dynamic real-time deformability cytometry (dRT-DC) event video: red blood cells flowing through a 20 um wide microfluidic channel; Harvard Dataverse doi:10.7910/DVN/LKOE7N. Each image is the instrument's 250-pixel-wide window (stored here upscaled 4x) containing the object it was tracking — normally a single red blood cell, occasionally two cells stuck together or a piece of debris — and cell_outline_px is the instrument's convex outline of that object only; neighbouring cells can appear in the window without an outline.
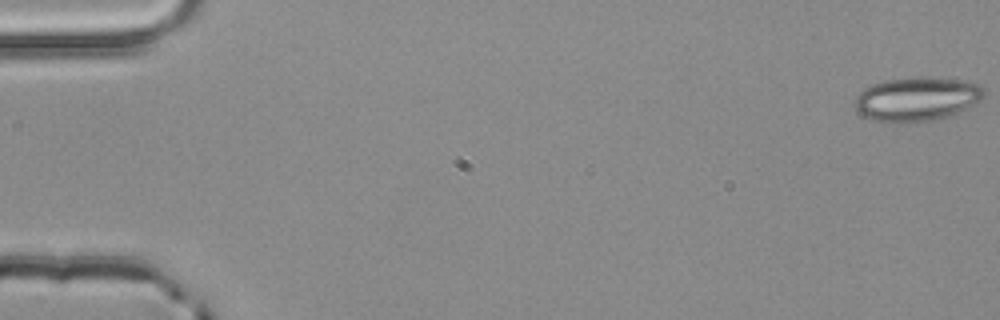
{"species": "common noctule bat (a hibernating species)", "species_latin": "Nyctalus noctula", "temperature_condition": "room temperature", "stored_images_in_passage": 4, "camera_frame_rate_fps": 3000, "um_per_image_px": 0.085, "animal": {"sex": "male", "body_mass_g": 20.4}, "frame": {"image": 1, "passage_image": 1, "time_ms": 0.0, "image_size_px": [1000, 320], "cell_outline_px": [[984, 96], [980, 100], [948, 116], [936, 120], [872, 120], [864, 116], [856, 108], [856, 96], [864, 88], [872, 84], [884, 80], [916, 76], [928, 76], [960, 80], [980, 84], [984, 88]], "centroid_in_image_um": [77.95, 8.36], "position_along_channel_um": 7.1, "area_um2": 32.43}}